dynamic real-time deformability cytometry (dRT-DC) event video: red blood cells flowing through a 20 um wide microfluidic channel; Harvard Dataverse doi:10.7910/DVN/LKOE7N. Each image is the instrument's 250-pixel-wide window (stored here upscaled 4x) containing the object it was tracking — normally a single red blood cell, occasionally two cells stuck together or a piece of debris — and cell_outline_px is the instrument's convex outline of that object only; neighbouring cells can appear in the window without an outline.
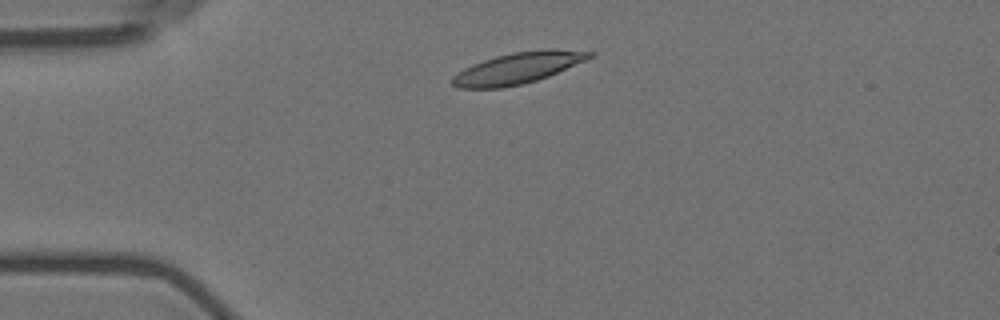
{"species": "Egyptian fruit bat (a non-hibernating species)", "species_latin": "Rousettus aegyptiacus", "temperature_condition": "room temperature", "stored_images_in_passage": 4, "camera_frame_rate_fps": 3000, "um_per_image_px": 0.085, "animal": {"sex": "female"}, "frame": {"image": 1, "passage_image": 2, "time_ms": 1.0, "image_size_px": [1000, 320], "cell_outline_px": [[596, 56], [588, 60], [548, 76], [524, 84], [504, 88], [460, 88], [452, 84], [452, 76], [456, 72], [472, 64], [496, 56], [512, 52], [548, 48], [552, 48], [596, 52]], "centroid_in_image_um": [44.07, 5.77], "position_along_channel_um": 40.9, "area_um2": 25.32}}
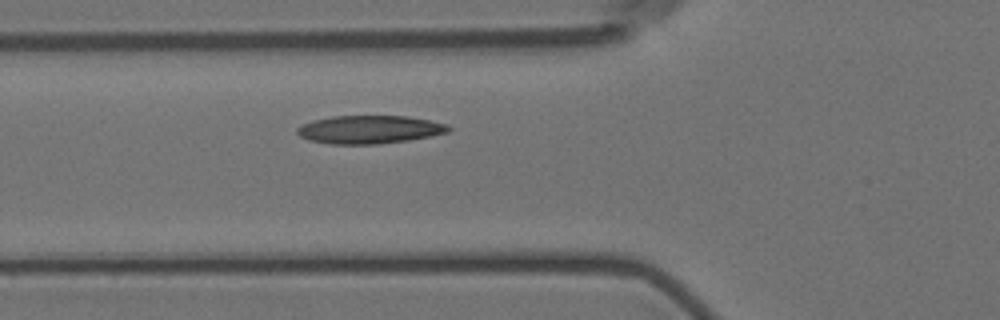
{"frame": {"image": 2, "passage_image": 4, "time_ms": 3.333, "image_size_px": [1000, 320], "cell_outline_px": [[452, 128], [448, 132], [432, 136], [408, 140], [376, 144], [332, 144], [308, 140], [300, 136], [296, 132], [296, 128], [312, 120], [332, 116], [408, 116], [448, 124]], "centroid_in_image_um": [31.41, 11.01], "position_along_channel_um": 94.4, "area_um2": 24.85}}